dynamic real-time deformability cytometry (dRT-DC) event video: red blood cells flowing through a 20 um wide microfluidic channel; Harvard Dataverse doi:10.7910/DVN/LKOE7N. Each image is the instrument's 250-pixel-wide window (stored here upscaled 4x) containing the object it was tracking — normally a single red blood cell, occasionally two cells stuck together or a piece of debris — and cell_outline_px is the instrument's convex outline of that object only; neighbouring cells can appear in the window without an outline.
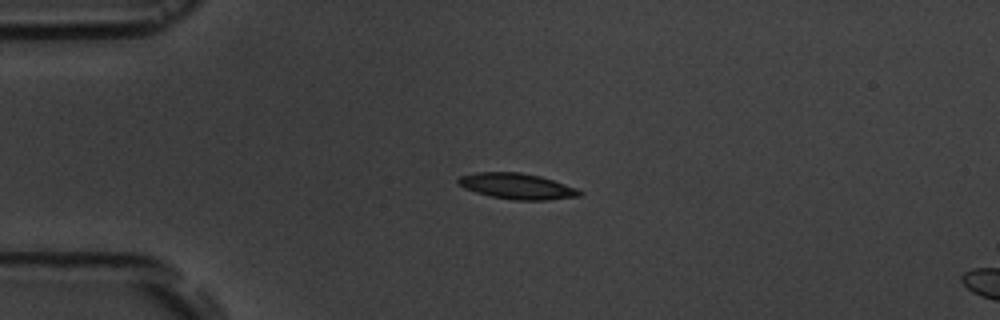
{"species": "common noctule bat (a hibernating species)", "species_latin": "Nyctalus noctula", "temperature_condition": "room temperature", "stored_images_in_passage": 3, "camera_frame_rate_fps": 3000, "um_per_image_px": 0.085, "animal": {"sex": "male", "body_mass_g": 19.5, "forearm_length_mm": 54.6}, "frame": {"image": 1, "passage_image": 1, "time_ms": 0.0, "image_size_px": [1000, 320], "cell_outline_px": [[584, 192], [580, 196], [544, 200], [512, 200], [492, 196], [476, 192], [464, 188], [456, 184], [456, 180], [460, 176], [476, 172], [520, 172], [540, 176], [576, 188]], "centroid_in_image_um": [43.91, 15.82], "position_along_channel_um": 41.1, "area_um2": 18.21}}
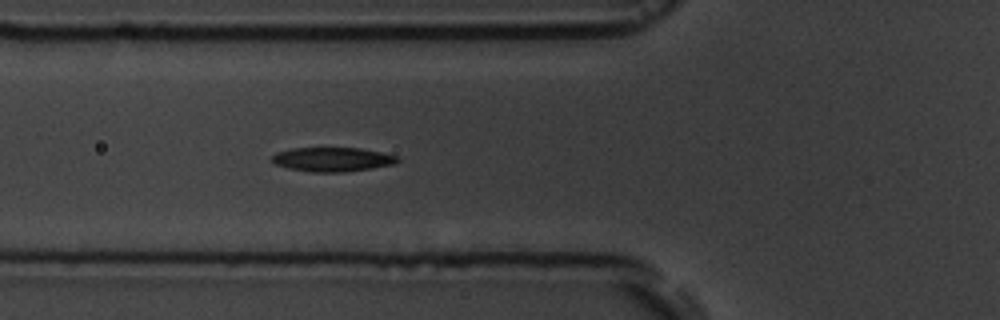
{"frame": {"image": 2, "passage_image": 3, "time_ms": 2.333, "image_size_px": [1000, 320], "cell_outline_px": [[400, 160], [392, 164], [372, 168], [344, 172], [312, 172], [288, 168], [276, 164], [272, 160], [272, 156], [276, 152], [292, 148], [360, 148], [380, 152], [396, 156]], "centroid_in_image_um": [28.23, 13.55], "position_along_channel_um": 97.6, "area_um2": 17.51}}